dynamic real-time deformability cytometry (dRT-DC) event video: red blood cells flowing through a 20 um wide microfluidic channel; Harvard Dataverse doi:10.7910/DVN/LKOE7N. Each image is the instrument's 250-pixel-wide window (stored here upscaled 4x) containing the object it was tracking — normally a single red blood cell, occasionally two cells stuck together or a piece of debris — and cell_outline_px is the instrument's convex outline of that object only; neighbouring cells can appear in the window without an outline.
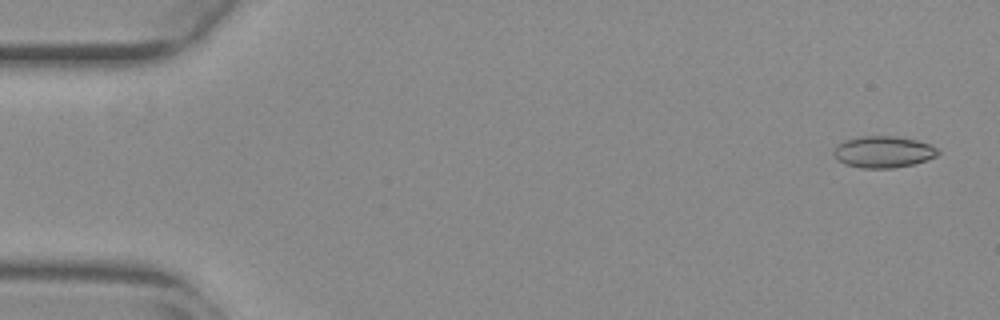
{"species": "common noctule bat (a hibernating species)", "species_latin": "Nyctalus noctula", "temperature_condition": "warm", "stored_images_in_passage": 54, "camera_frame_rate_fps": 3000, "um_per_image_px": 0.085, "animal": {"sex": "female", "body_mass_g": 29.2, "forearm_length_mm": 56.3}, "frame": {"image": 1, "passage_image": 2, "time_ms": 0.333, "image_size_px": [1000, 320], "cell_outline_px": [[940, 152], [936, 156], [912, 164], [892, 168], [860, 168], [844, 164], [836, 160], [832, 152], [836, 144], [844, 140], [860, 136], [896, 136], [916, 140], [928, 144], [936, 148]], "centroid_in_image_um": [75.0, 12.91], "position_along_channel_um": 10.0, "area_um2": 19.25}}
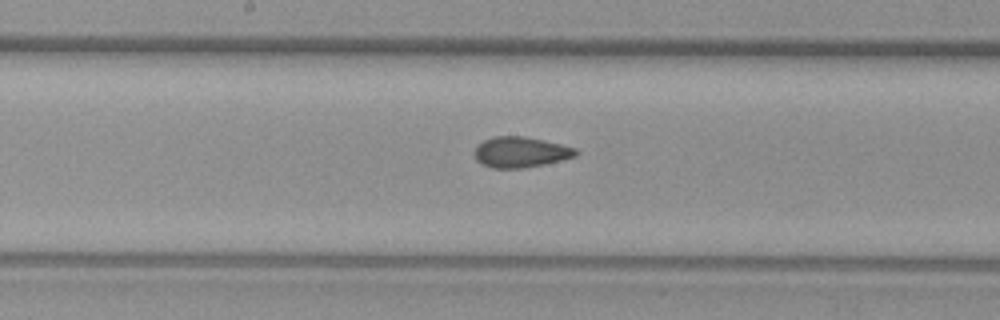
{"frame": {"image": 2, "passage_image": 28, "time_ms": 9.0, "image_size_px": [1000, 320], "cell_outline_px": [[580, 152], [576, 156], [544, 164], [524, 168], [492, 168], [480, 164], [476, 160], [476, 148], [484, 140], [492, 136], [524, 136], [544, 140], [576, 148]], "centroid_in_image_um": [44.26, 12.93], "position_along_channel_um": 203.9, "area_um2": 18.03}}
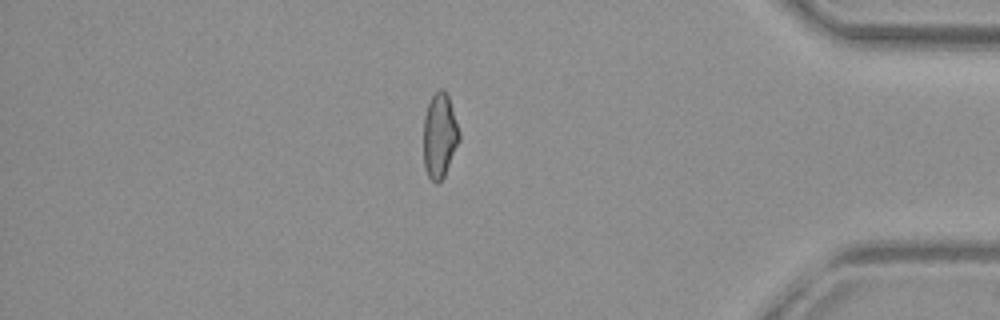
{"frame": {"image": 3, "passage_image": 46, "time_ms": 15.0, "image_size_px": [1000, 320], "cell_outline_px": [[460, 140], [444, 176], [436, 184], [428, 176], [424, 168], [424, 116], [428, 104], [432, 96], [440, 88], [444, 88], [448, 96], [460, 132]], "centroid_in_image_um": [37.37, 11.53], "position_along_channel_um": 397.8, "area_um2": 17.57}, "authors_computed_cell_mechanics": {"area_um2": 18.2937, "velocity_mm_per_s": 3.8387, "shape_relaxation_time_tau1_ms": null, "shape_relaxation_time_tau2_ms": 1.5028, "deformation_change_tau1": null, "deformation_change_tau2": 0.0668}}